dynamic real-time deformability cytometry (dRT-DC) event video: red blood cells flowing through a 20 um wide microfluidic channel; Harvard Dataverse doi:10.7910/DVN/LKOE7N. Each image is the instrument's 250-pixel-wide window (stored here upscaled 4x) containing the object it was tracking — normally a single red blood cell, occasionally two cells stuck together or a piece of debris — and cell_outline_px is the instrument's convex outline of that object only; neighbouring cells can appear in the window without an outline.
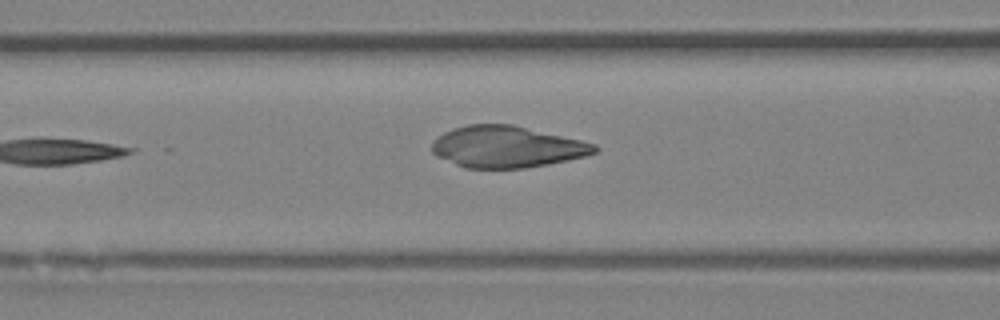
{"species": "Egyptian fruit bat (a non-hibernating species)", "species_latin": "Rousettus aegyptiacus", "temperature_condition": "room temperature", "stored_images_in_passage": 5, "camera_frame_rate_fps": 3000, "um_per_image_px": 0.085, "animal": {"sex": "female"}, "frame": {"image": 1, "passage_image": 5, "time_ms": 5.667, "image_size_px": [1000, 320], "cell_outline_px": [[600, 148], [596, 152], [584, 156], [568, 160], [548, 164], [524, 168], [464, 168], [436, 156], [432, 152], [432, 144], [444, 132], [452, 128], [468, 124], [512, 124], [580, 140], [596, 144]], "centroid_in_image_um": [43.08, 12.48], "position_along_channel_um": 123.5, "area_um2": 39.25}}